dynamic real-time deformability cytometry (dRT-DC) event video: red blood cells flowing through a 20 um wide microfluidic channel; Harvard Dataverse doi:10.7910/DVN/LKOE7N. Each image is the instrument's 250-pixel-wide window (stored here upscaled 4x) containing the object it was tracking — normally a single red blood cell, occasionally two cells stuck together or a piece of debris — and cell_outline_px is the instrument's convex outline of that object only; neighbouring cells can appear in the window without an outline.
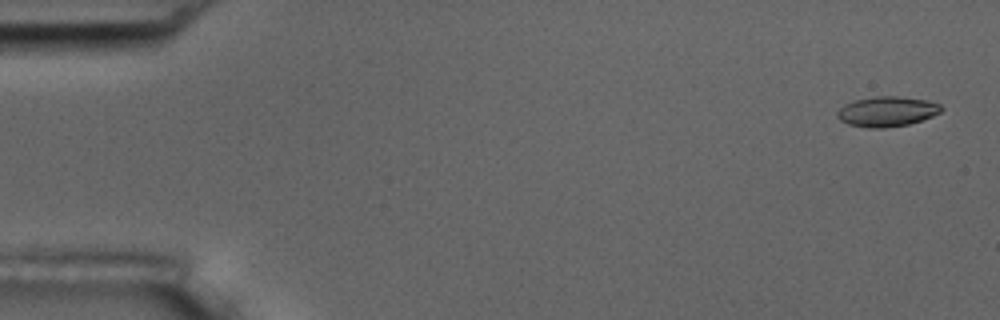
{"species": "common noctule bat (a hibernating species)", "species_latin": "Nyctalus noctula", "temperature_condition": "room temperature", "stored_images_in_passage": 5, "camera_frame_rate_fps": 3000, "um_per_image_px": 0.085, "animal": {"sex": "male", "body_mass_g": 17.5, "forearm_length_mm": 52.3}, "frame": {"image": 1, "passage_image": 1, "time_ms": 0.0, "image_size_px": [1000, 320], "cell_outline_px": [[944, 108], [940, 112], [932, 116], [908, 124], [884, 128], [868, 128], [848, 124], [840, 120], [836, 116], [836, 112], [844, 104], [856, 100], [876, 96], [896, 96], [928, 100], [940, 104]], "centroid_in_image_um": [75.38, 9.48], "position_along_channel_um": 9.6, "area_um2": 18.21}}